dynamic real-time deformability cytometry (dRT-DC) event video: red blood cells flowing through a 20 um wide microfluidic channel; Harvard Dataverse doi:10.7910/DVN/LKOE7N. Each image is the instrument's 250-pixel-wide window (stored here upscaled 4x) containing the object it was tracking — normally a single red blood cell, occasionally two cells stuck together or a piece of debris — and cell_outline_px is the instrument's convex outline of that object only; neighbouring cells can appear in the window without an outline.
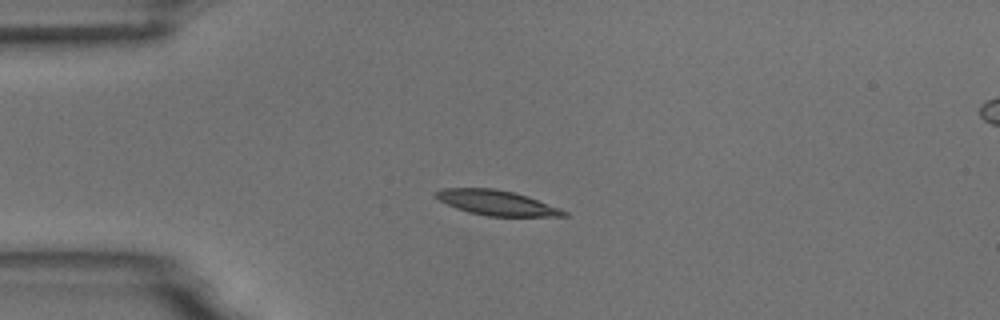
{"species": "common noctule bat (a hibernating species)", "species_latin": "Nyctalus noctula", "temperature_condition": "room temperature", "stored_images_in_passage": 10, "camera_frame_rate_fps": 3000, "um_per_image_px": 0.085, "animal": {"sex": "male", "body_mass_g": 18.8}, "frame": {"image": 1, "passage_image": 4, "time_ms": 3.333, "image_size_px": [1000, 320], "cell_outline_px": [[568, 216], [488, 216], [468, 212], [456, 208], [440, 200], [436, 196], [436, 192], [444, 188], [492, 188], [512, 192], [528, 196], [560, 208], [568, 212]], "centroid_in_image_um": [42.25, 17.24], "position_along_channel_um": 42.7, "area_um2": 18.38}}
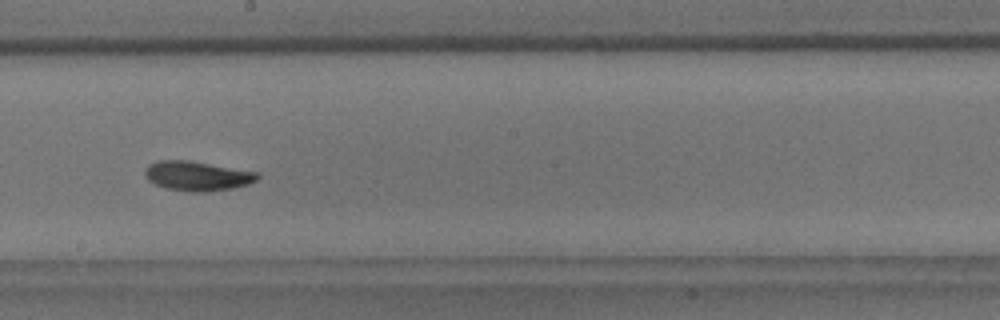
{"frame": {"image": 2, "passage_image": 9, "time_ms": 9.0, "image_size_px": [1000, 320], "cell_outline_px": [[260, 176], [256, 180], [248, 184], [232, 188], [204, 192], [192, 192], [164, 188], [148, 180], [144, 172], [144, 168], [148, 164], [156, 160], [188, 160], [260, 172]], "centroid_in_image_um": [16.75, 14.94], "position_along_channel_um": 231.4, "area_um2": 19.54}}
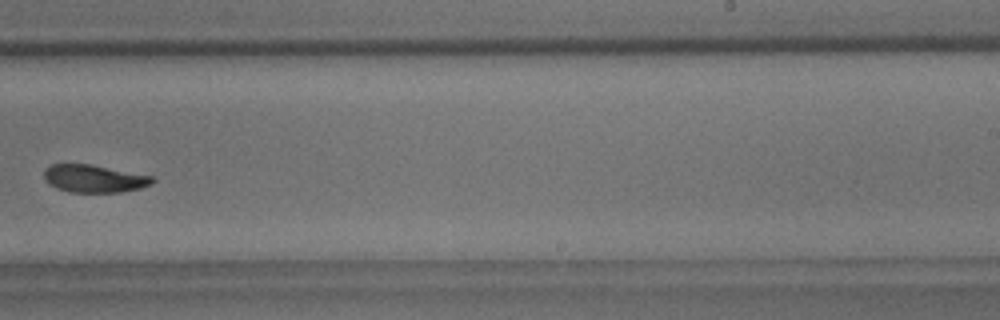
{"frame": {"image": 3, "passage_image": 10, "time_ms": 10.333, "image_size_px": [1000, 320], "cell_outline_px": [[156, 180], [152, 184], [140, 188], [120, 192], [68, 192], [56, 188], [48, 184], [44, 180], [44, 168], [52, 164], [92, 164], [152, 176]], "centroid_in_image_um": [7.97, 15.18], "position_along_channel_um": 281.0, "area_um2": 17.63}}